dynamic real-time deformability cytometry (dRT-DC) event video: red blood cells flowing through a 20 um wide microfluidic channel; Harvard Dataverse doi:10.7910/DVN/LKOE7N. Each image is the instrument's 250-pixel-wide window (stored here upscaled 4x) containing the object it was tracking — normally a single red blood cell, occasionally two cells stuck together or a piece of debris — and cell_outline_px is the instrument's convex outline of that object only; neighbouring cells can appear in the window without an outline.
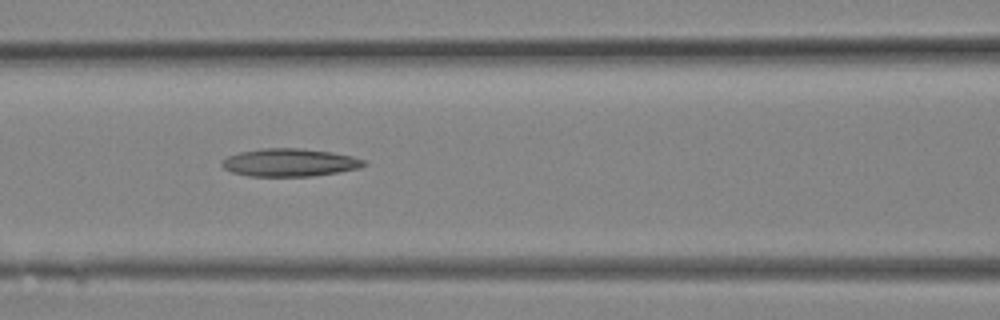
{"species": "Egyptian fruit bat (a non-hibernating species)", "species_latin": "Rousettus aegyptiacus", "temperature_condition": "room temperature", "stored_images_in_passage": 13, "camera_frame_rate_fps": 3000, "um_per_image_px": 0.085, "animal": {"sex": "female"}, "frame": {"image": 1, "passage_image": 10, "time_ms": 3.0, "image_size_px": [1000, 320], "cell_outline_px": [[368, 164], [360, 168], [340, 172], [312, 176], [248, 176], [232, 172], [224, 168], [220, 164], [228, 156], [240, 152], [260, 148], [300, 148], [332, 152], [352, 156], [364, 160]], "centroid_in_image_um": [24.64, 13.81], "position_along_channel_um": 142.0, "area_um2": 23.12}}
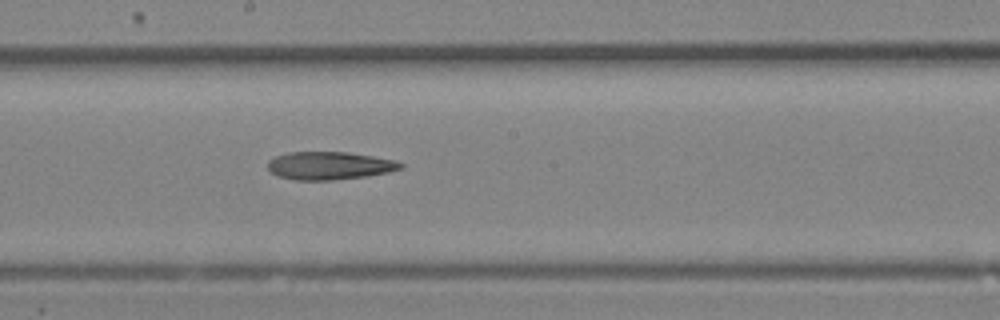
{"frame": {"image": 2, "passage_image": 13, "time_ms": 4.0, "image_size_px": [1000, 320], "cell_outline_px": [[404, 168], [388, 172], [368, 176], [332, 180], [296, 180], [276, 176], [268, 168], [268, 160], [276, 156], [288, 152], [348, 152], [396, 160], [404, 164]], "centroid_in_image_um": [28.02, 14.08], "position_along_channel_um": 220.2, "area_um2": 21.73}}